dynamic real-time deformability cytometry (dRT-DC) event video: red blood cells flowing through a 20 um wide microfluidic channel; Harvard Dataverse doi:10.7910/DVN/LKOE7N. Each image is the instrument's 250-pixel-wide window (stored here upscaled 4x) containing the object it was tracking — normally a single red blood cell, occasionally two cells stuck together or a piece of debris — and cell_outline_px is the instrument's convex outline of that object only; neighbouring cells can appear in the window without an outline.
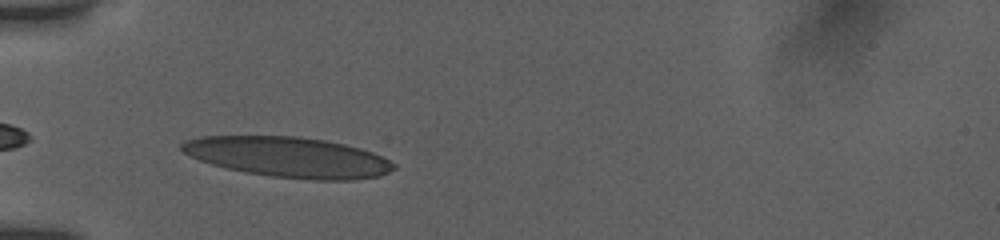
{"species": "human", "species_latin": "Homo sapiens", "temperature_condition": "room temperature", "stored_images_in_passage": 14, "camera_frame_rate_fps": 3000, "um_per_image_px": 0.085, "donor": {"sex": "female"}, "frame": {"image": 1, "passage_image": 4, "time_ms": 2.667, "image_size_px": [1000, 240], "cell_outline_px": [[396, 168], [380, 176], [352, 180], [312, 180], [272, 176], [244, 172], [224, 168], [188, 156], [180, 148], [180, 144], [184, 140], [200, 136], [296, 136], [324, 140], [344, 144], [360, 148], [372, 152], [396, 164]], "centroid_in_image_um": [24.49, 13.35], "position_along_channel_um": 60.5, "area_um2": 49.94}}
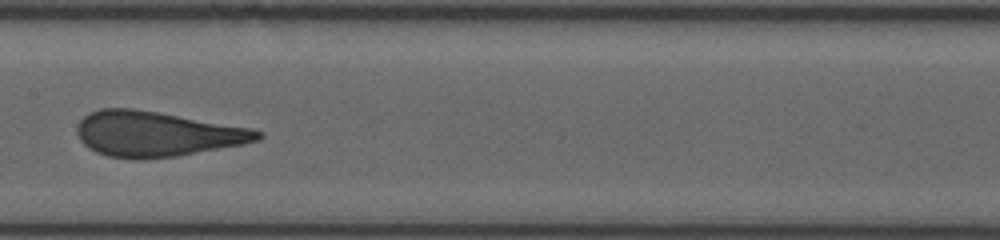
{"frame": {"image": 2, "passage_image": 7, "time_ms": 6.333, "image_size_px": [1000, 240], "cell_outline_px": [[264, 136], [260, 140], [244, 144], [176, 156], [144, 160], [132, 160], [108, 156], [96, 152], [88, 148], [80, 140], [76, 132], [76, 128], [80, 120], [88, 112], [100, 108], [132, 108], [252, 128], [264, 132]], "centroid_in_image_um": [13.29, 11.4], "position_along_channel_um": 194.1, "area_um2": 47.8}}
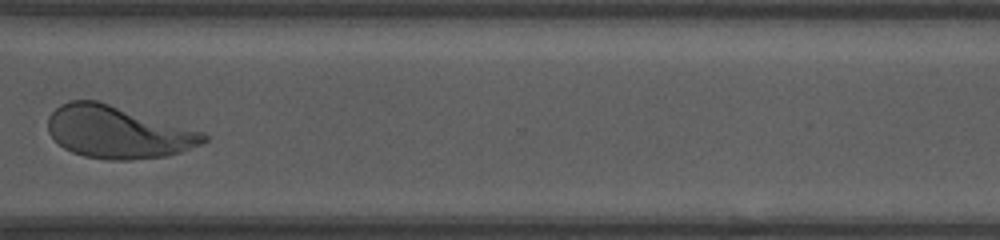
{"frame": {"image": 3, "passage_image": 12, "time_ms": 10.667, "image_size_px": [1000, 240], "cell_outline_px": [[208, 140], [200, 144], [180, 152], [168, 156], [128, 160], [108, 160], [84, 156], [72, 152], [64, 148], [48, 132], [48, 116], [60, 104], [72, 100], [96, 100], [204, 132], [208, 136]], "centroid_in_image_um": [10.01, 11.24], "position_along_channel_um": 360.6, "area_um2": 47.22}, "authors_computed_cell_mechanics": {"area_um2": 47.5405, "velocity_mm_per_s": 3.8591, "shape_relaxation_time_tau1_ms": 4.8236, "shape_relaxation_time_tau2_ms": null, "deformation_change_tau1": 0.2022, "deformation_change_tau2": null}}